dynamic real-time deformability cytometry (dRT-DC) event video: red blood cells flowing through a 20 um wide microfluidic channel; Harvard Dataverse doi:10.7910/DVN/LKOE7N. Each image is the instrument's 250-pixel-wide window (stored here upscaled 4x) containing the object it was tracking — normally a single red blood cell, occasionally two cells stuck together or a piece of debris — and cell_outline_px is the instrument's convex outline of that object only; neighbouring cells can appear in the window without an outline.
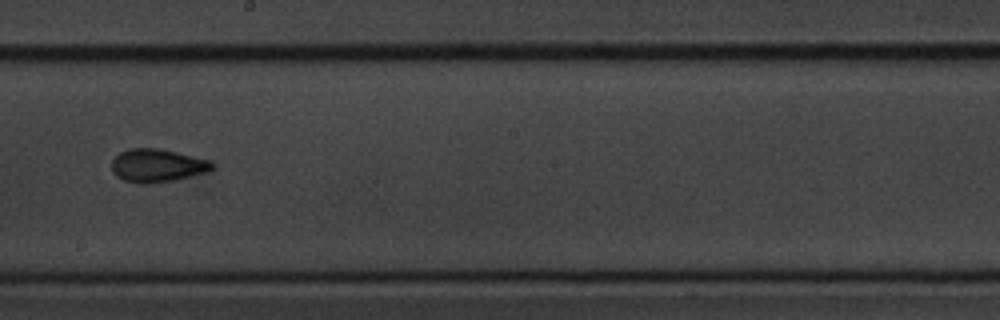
{"species": "common noctule bat (a hibernating species)", "species_latin": "Nyctalus noctula", "temperature_condition": "cold", "stored_images_in_passage": 12, "camera_frame_rate_fps": 3000, "um_per_image_px": 0.085, "animal": {"sex": "male", "body_mass_g": 20.1, "forearm_length_mm": 53.5}, "frame": {"image": 1, "passage_image": 10, "time_ms": 11.0, "image_size_px": [1000, 320], "cell_outline_px": [[212, 168], [204, 172], [172, 180], [148, 184], [140, 184], [124, 180], [116, 176], [112, 172], [112, 160], [120, 152], [128, 148], [160, 148], [208, 160], [212, 164]], "centroid_in_image_um": [13.28, 14.06], "position_along_channel_um": 234.9, "area_um2": 19.07}}
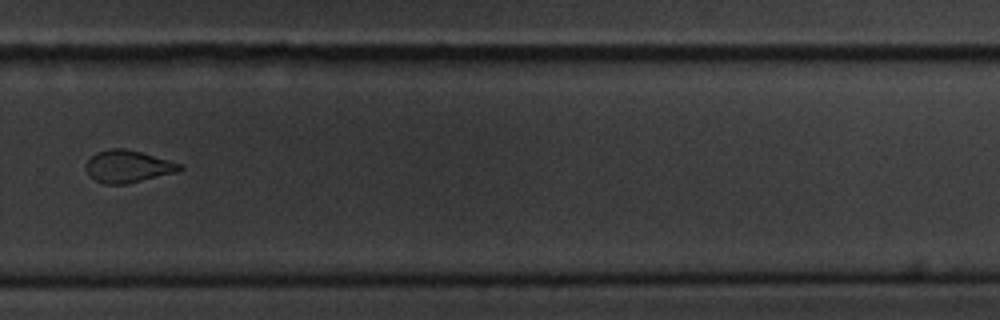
{"frame": {"image": 2, "passage_image": 12, "time_ms": 13.333, "image_size_px": [1000, 320], "cell_outline_px": [[184, 168], [176, 172], [124, 184], [104, 184], [88, 176], [84, 168], [84, 164], [96, 152], [112, 148], [124, 148], [140, 152], [184, 164]], "centroid_in_image_um": [10.84, 14.14], "position_along_channel_um": 319.0, "area_um2": 17.63}}